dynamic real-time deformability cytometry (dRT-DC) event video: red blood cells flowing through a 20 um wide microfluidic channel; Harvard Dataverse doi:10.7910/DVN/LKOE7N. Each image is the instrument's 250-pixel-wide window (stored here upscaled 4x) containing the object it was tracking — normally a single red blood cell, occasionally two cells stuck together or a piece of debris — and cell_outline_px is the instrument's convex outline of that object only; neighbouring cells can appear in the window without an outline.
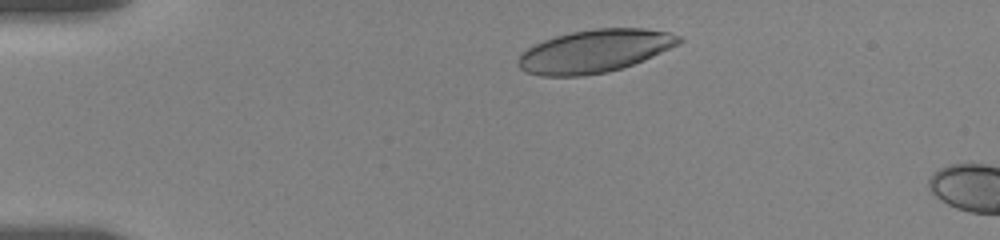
{"species": "human", "species_latin": "Homo sapiens", "temperature_condition": "room temperature", "stored_images_in_passage": 6, "camera_frame_rate_fps": 3000, "um_per_image_px": 0.085, "donor": {"sex": "female"}, "frame": {"image": 1, "passage_image": 3, "time_ms": 1.333, "image_size_px": [1000, 240], "cell_outline_px": [[684, 40], [680, 44], [644, 60], [608, 72], [584, 76], [540, 76], [524, 72], [516, 64], [516, 60], [528, 48], [544, 40], [556, 36], [572, 32], [596, 28], [644, 28], [668, 32], [680, 36]], "centroid_in_image_um": [50.55, 4.35], "position_along_channel_um": 34.5, "area_um2": 40.23}}